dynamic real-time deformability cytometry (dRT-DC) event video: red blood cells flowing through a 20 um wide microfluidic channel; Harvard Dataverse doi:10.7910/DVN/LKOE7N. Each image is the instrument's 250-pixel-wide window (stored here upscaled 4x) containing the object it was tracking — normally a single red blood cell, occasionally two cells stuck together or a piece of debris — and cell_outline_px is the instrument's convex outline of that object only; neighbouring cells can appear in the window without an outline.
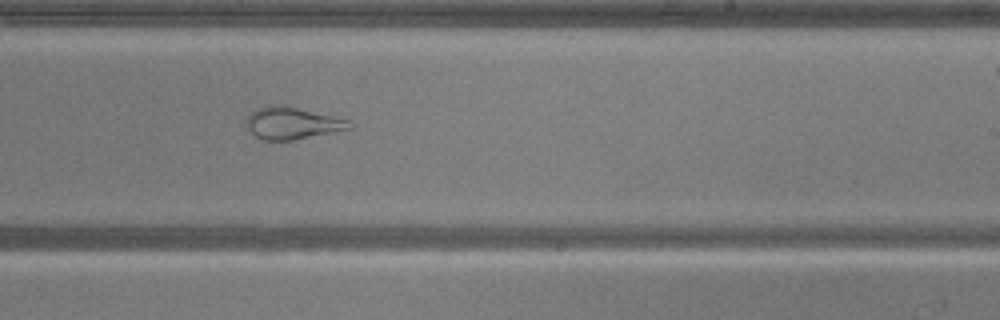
{"species": "common noctule bat (a hibernating species)", "species_latin": "Nyctalus noctula", "temperature_condition": "warm", "stored_images_in_passage": 46, "camera_frame_rate_fps": 3000, "um_per_image_px": 0.085, "animal": {"sex": "male", "body_mass_g": 20.5, "forearm_length_mm": 52.5}, "frame": {"image": 1, "passage_image": 25, "time_ms": 8.0, "image_size_px": [1000, 320], "cell_outline_px": [[352, 128], [292, 140], [264, 140], [256, 136], [244, 124], [244, 120], [252, 112], [268, 104], [284, 104], [348, 120], [352, 124]], "centroid_in_image_um": [24.79, 10.45], "position_along_channel_um": 264.2, "area_um2": 19.13}}
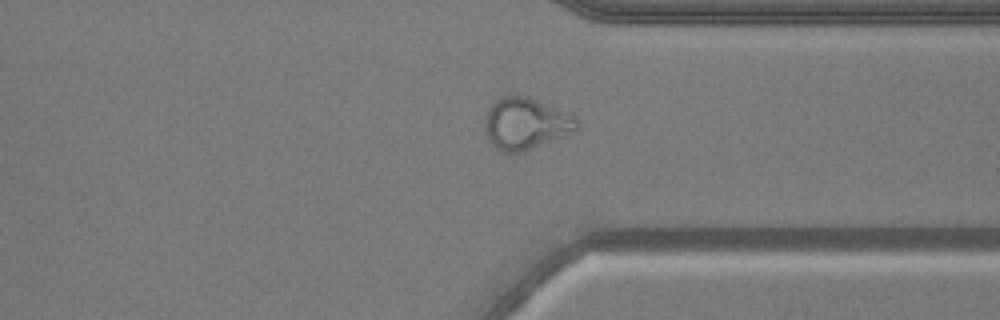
{"frame": {"image": 2, "passage_image": 33, "time_ms": 10.667, "image_size_px": [1000, 320], "cell_outline_px": [[580, 128], [576, 132], [516, 152], [504, 152], [496, 148], [488, 140], [488, 108], [496, 100], [504, 96], [528, 96], [572, 112], [580, 120]], "centroid_in_image_um": [44.82, 10.46], "position_along_channel_um": 366.6, "area_um2": 27.4}}
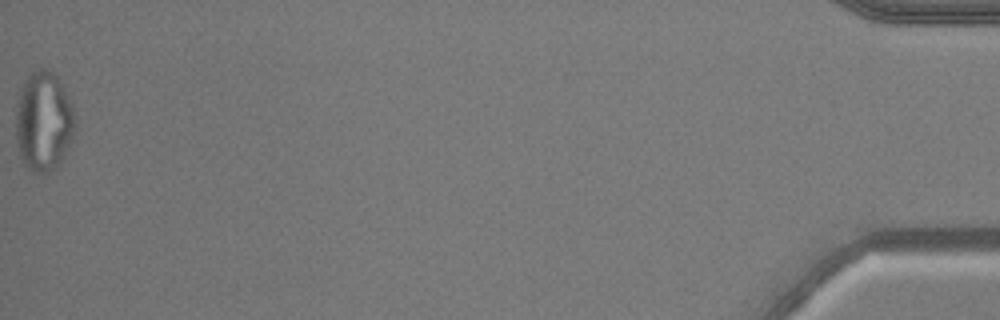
{"frame": {"image": 3, "passage_image": 46, "time_ms": 15.0, "image_size_px": [1000, 320], "cell_outline_px": [[76, 124], [72, 136], [56, 168], [48, 172], [32, 172], [24, 164], [20, 156], [16, 140], [16, 108], [20, 88], [28, 72], [40, 68], [44, 68], [52, 72], [56, 76], [68, 96], [72, 104], [76, 116]], "centroid_in_image_um": [3.69, 10.28], "position_along_channel_um": 431.5, "area_um2": 34.45}}